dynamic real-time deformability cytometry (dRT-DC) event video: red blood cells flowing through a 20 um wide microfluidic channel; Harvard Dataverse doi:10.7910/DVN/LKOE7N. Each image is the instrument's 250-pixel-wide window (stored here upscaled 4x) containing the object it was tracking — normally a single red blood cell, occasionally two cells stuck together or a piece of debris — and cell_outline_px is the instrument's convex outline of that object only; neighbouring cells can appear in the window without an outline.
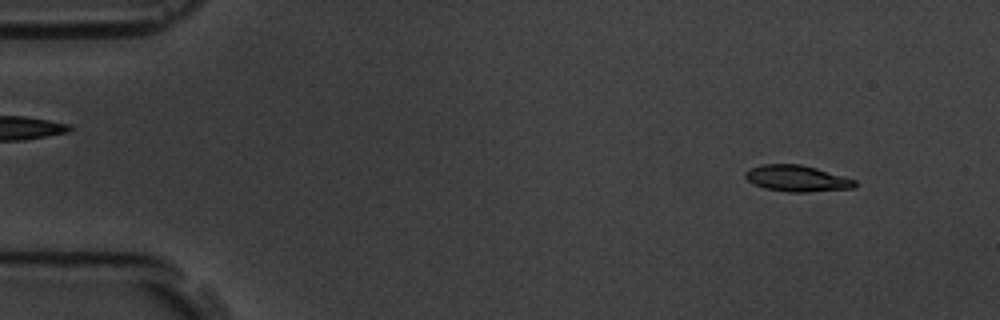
{"species": "common noctule bat (a hibernating species)", "species_latin": "Nyctalus noctula", "temperature_condition": "room temperature", "stored_images_in_passage": 9, "camera_frame_rate_fps": 3000, "um_per_image_px": 0.085, "animal": {"sex": "male", "body_mass_g": 19.5, "forearm_length_mm": 54.6}, "frame": {"image": 1, "passage_image": 1, "time_ms": 0.0, "image_size_px": [1000, 320], "cell_outline_px": [[856, 184], [852, 188], [808, 192], [788, 192], [764, 188], [748, 180], [744, 176], [744, 172], [752, 168], [764, 164], [800, 164], [816, 168], [844, 176], [856, 180]], "centroid_in_image_um": [67.75, 15.17], "position_along_channel_um": 17.3, "area_um2": 16.59}}
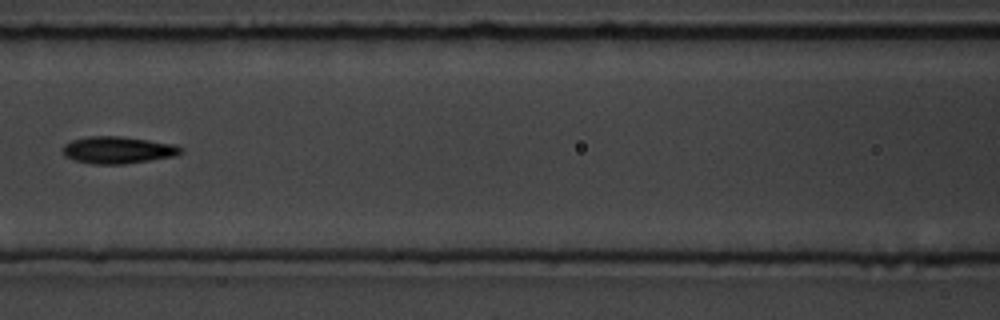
{"frame": {"image": 2, "passage_image": 6, "time_ms": 1.667, "image_size_px": [1000, 320], "cell_outline_px": [[184, 152], [176, 156], [124, 164], [96, 164], [76, 160], [64, 156], [64, 144], [72, 140], [88, 136], [120, 136], [148, 140], [172, 144], [184, 148]], "centroid_in_image_um": [10.05, 12.75], "position_along_channel_um": 156.5, "area_um2": 18.5}}
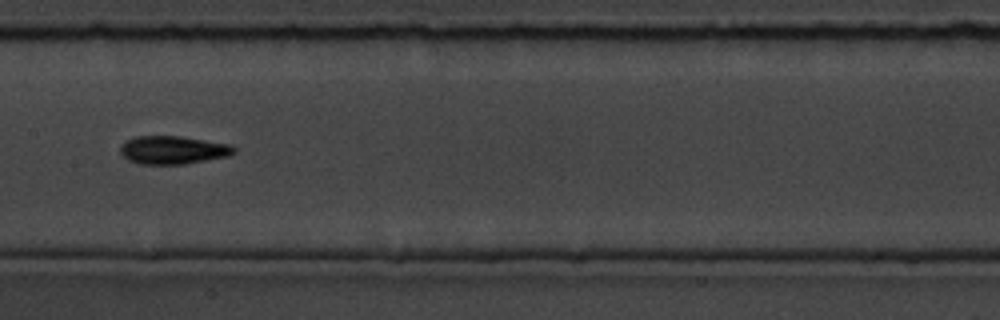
{"frame": {"image": 3, "passage_image": 7, "time_ms": 2.0, "image_size_px": [1000, 320], "cell_outline_px": [[236, 152], [228, 156], [184, 164], [140, 164], [128, 160], [120, 152], [120, 144], [136, 136], [180, 136], [228, 144], [236, 148]], "centroid_in_image_um": [14.68, 12.75], "position_along_channel_um": 192.7, "area_um2": 18.55}}